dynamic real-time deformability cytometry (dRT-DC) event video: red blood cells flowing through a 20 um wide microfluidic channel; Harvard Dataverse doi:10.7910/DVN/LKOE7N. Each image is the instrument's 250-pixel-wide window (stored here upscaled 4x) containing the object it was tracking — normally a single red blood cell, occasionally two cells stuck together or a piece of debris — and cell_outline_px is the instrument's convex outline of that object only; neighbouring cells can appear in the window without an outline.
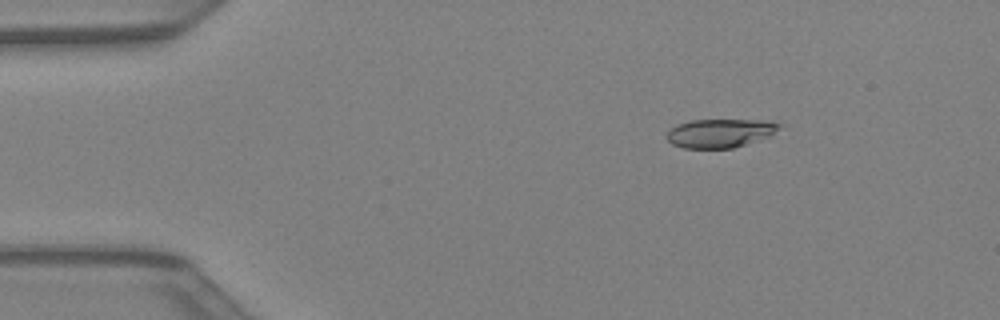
{"species": "Egyptian fruit bat (a non-hibernating species)", "species_latin": "Rousettus aegyptiacus", "temperature_condition": "warm", "stored_images_in_passage": 43, "camera_frame_rate_fps": 3000, "um_per_image_px": 0.085, "animal": {"sex": "female"}, "frame": {"image": 1, "passage_image": 7, "time_ms": 2.0, "image_size_px": [1000, 320], "cell_outline_px": [[784, 124], [780, 128], [768, 136], [732, 148], [684, 148], [672, 144], [664, 136], [672, 128], [680, 124], [692, 120], [768, 120]], "centroid_in_image_um": [61.21, 11.31], "position_along_channel_um": 23.8, "area_um2": 18.61}}
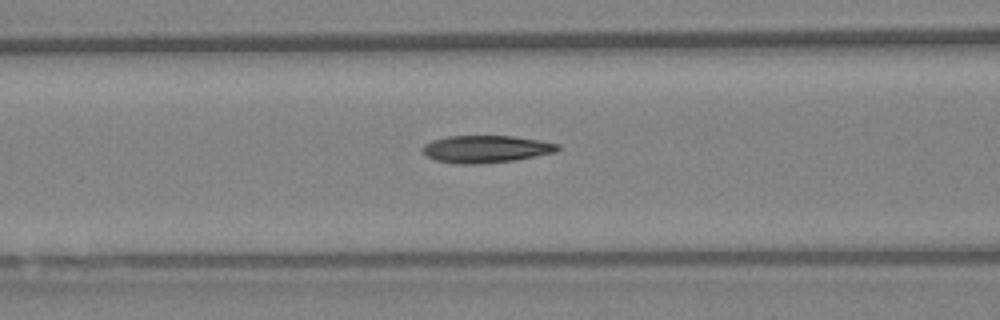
{"frame": {"image": 2, "passage_image": 18, "time_ms": 5.667, "image_size_px": [1000, 320], "cell_outline_px": [[560, 148], [556, 152], [516, 160], [480, 164], [456, 164], [436, 160], [420, 152], [420, 148], [424, 144], [432, 140], [448, 136], [512, 136], [540, 140], [560, 144]], "centroid_in_image_um": [41.29, 12.67], "position_along_channel_um": 125.3, "area_um2": 21.73}}
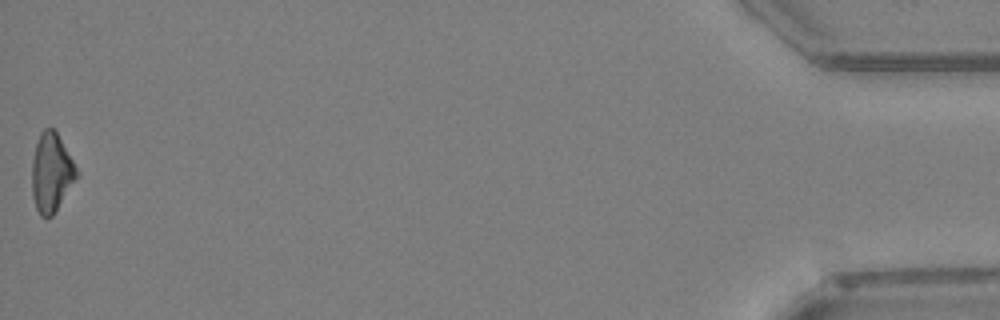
{"frame": {"image": 3, "passage_image": 43, "time_ms": 14.0, "image_size_px": [1000, 320], "cell_outline_px": [[80, 172], [52, 216], [40, 216], [36, 208], [32, 196], [32, 160], [36, 144], [40, 132], [44, 128], [52, 128], [56, 132]], "centroid_in_image_um": [4.36, 14.66], "position_along_channel_um": 430.8, "area_um2": 20.29}}